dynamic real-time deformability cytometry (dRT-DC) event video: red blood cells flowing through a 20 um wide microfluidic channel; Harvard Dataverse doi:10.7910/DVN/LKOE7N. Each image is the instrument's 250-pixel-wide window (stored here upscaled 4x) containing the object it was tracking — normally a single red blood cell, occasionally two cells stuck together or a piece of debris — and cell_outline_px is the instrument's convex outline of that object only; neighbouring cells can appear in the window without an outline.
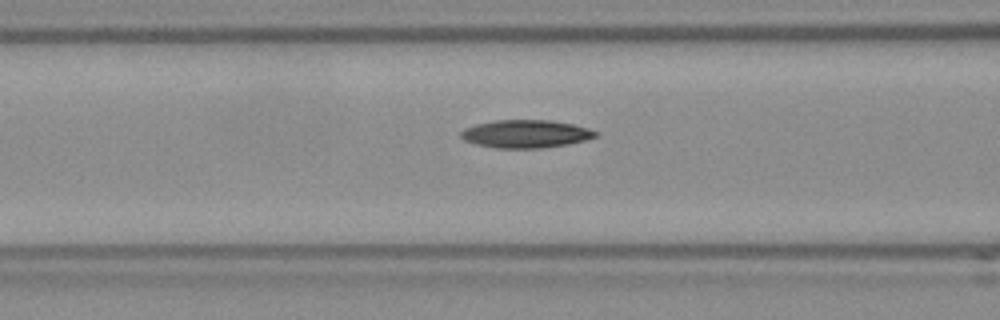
{"species": "Egyptian fruit bat (a non-hibernating species)", "species_latin": "Rousettus aegyptiacus", "temperature_condition": "room temperature", "stored_images_in_passage": 26, "camera_frame_rate_fps": 3000, "um_per_image_px": 0.085, "frame": {"image": 1, "passage_image": 5, "time_ms": 1.333, "image_size_px": [1000, 320], "cell_outline_px": [[600, 132], [596, 136], [584, 140], [568, 144], [540, 148], [496, 148], [476, 144], [464, 140], [460, 136], [460, 132], [464, 128], [476, 124], [496, 120], [552, 120], [572, 124], [588, 128]], "centroid_in_image_um": [44.68, 11.37], "position_along_channel_um": 121.9, "area_um2": 21.91}}